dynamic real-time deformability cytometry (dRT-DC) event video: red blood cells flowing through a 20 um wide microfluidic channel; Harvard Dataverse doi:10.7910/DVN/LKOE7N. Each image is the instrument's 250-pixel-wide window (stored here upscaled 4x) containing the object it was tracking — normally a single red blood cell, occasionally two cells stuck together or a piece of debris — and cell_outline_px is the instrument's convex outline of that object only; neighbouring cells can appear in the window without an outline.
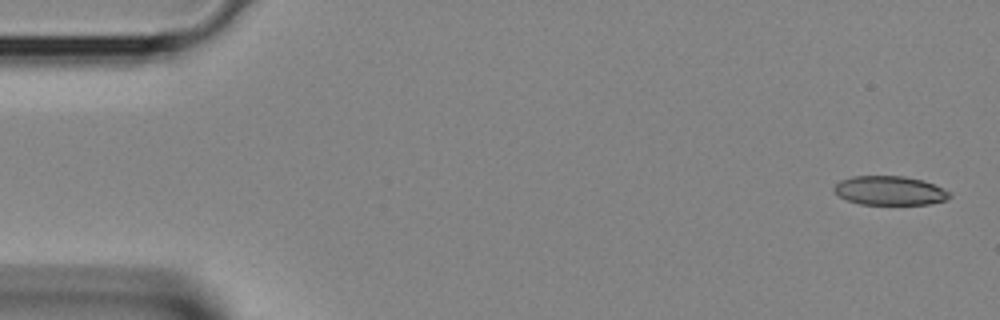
{"species": "Egyptian fruit bat (a non-hibernating species)", "species_latin": "Rousettus aegyptiacus", "temperature_condition": "room temperature", "stored_images_in_passage": 37, "camera_frame_rate_fps": 3000, "um_per_image_px": 0.085, "animal": {"sex": "female"}, "frame": {"image": 1, "passage_image": 1, "time_ms": 0.0, "image_size_px": [1000, 320], "cell_outline_px": [[952, 196], [944, 200], [928, 204], [860, 204], [848, 200], [840, 196], [832, 188], [840, 180], [852, 176], [904, 176], [924, 180], [952, 192]], "centroid_in_image_um": [75.65, 16.19], "position_along_channel_um": 9.3, "area_um2": 19.54}}
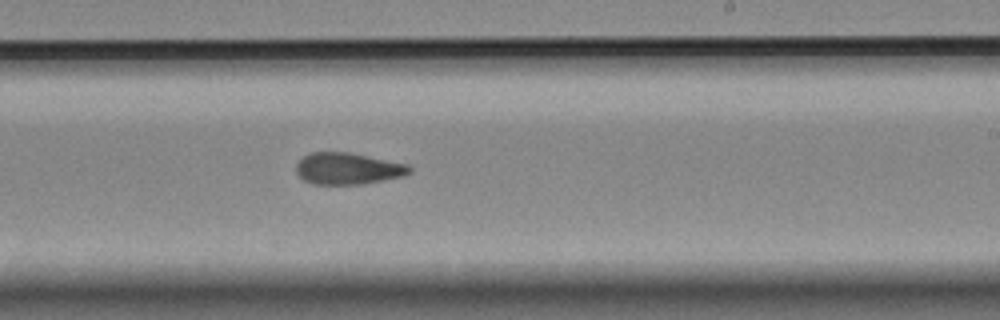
{"frame": {"image": 2, "passage_image": 22, "time_ms": 7.0, "image_size_px": [1000, 320], "cell_outline_px": [[412, 172], [404, 176], [364, 184], [312, 184], [304, 180], [296, 172], [296, 164], [304, 156], [312, 152], [348, 152], [408, 164], [412, 168]], "centroid_in_image_um": [29.59, 14.33], "position_along_channel_um": 259.4, "area_um2": 20.92}}
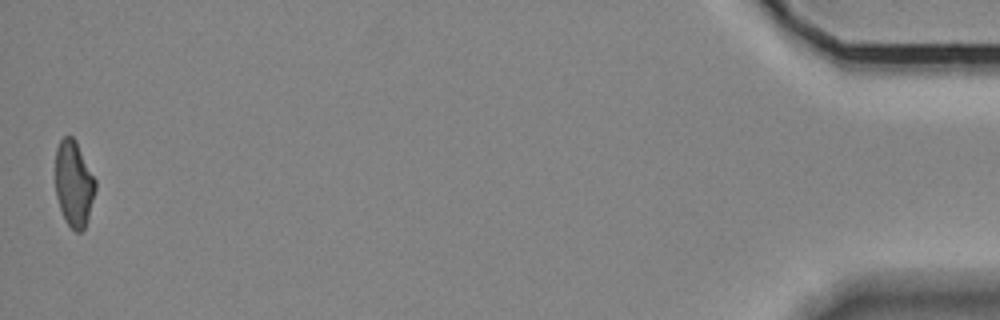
{"frame": {"image": 3, "passage_image": 37, "time_ms": 12.0, "image_size_px": [1000, 320], "cell_outline_px": [[96, 188], [88, 220], [84, 228], [80, 232], [76, 232], [68, 224], [60, 208], [56, 196], [56, 148], [60, 140], [64, 136], [72, 136], [76, 140], [96, 180]], "centroid_in_image_um": [6.29, 15.6], "position_along_channel_um": 428.9, "area_um2": 20.0}}